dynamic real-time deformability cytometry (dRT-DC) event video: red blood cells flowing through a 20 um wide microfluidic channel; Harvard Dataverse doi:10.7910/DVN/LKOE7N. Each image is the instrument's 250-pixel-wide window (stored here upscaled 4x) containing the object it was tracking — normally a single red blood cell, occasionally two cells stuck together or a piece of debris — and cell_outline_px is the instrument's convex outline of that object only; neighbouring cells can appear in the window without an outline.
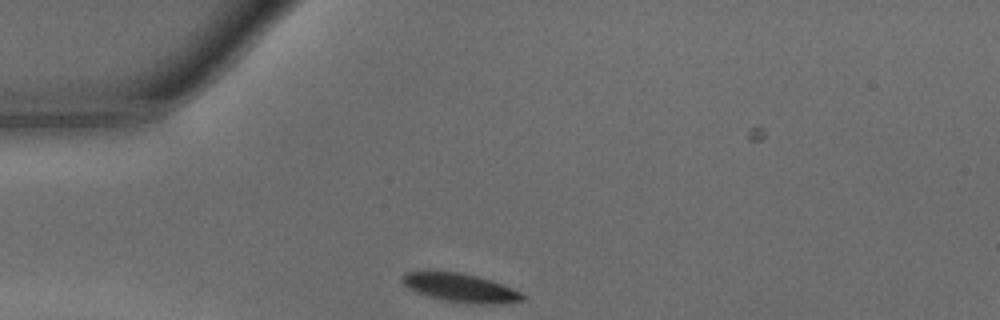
{"species": "common noctule bat (a hibernating species)", "species_latin": "Nyctalus noctula", "temperature_condition": "warm", "stored_images_in_passage": 26, "camera_frame_rate_fps": 3000, "um_per_image_px": 0.085, "animal": {"sex": "male", "body_mass_g": 15.6}, "frame": {"image": 1, "passage_image": 1, "time_ms": 0.0, "image_size_px": [1000, 320], "cell_outline_px": [[524, 300], [496, 304], [468, 304], [444, 300], [428, 296], [416, 292], [408, 288], [400, 280], [400, 276], [404, 272], [460, 272], [492, 280], [512, 288], [520, 292], [524, 296]], "centroid_in_image_um": [39.12, 24.47], "position_along_channel_um": 45.9, "area_um2": 20.0}}
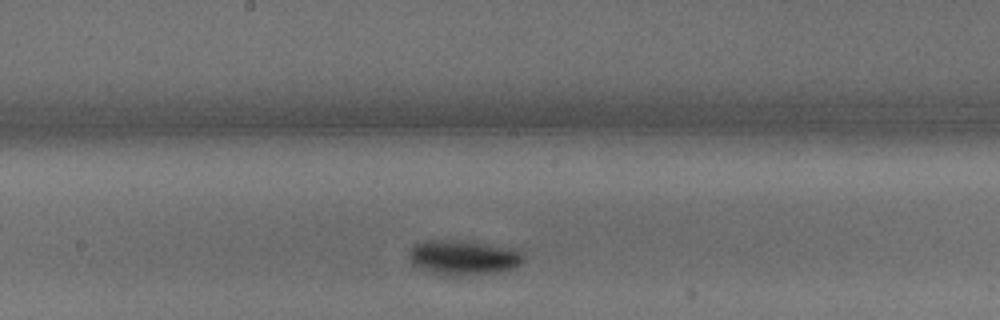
{"frame": {"image": 2, "passage_image": 14, "time_ms": 4.333, "image_size_px": [1000, 320], "cell_outline_px": [[524, 260], [520, 264], [512, 268], [496, 272], [464, 276], [436, 276], [412, 264], [408, 256], [408, 252], [416, 244], [424, 240], [476, 240], [516, 248], [524, 256]], "centroid_in_image_um": [39.39, 21.88], "position_along_channel_um": 208.8, "area_um2": 24.1}}
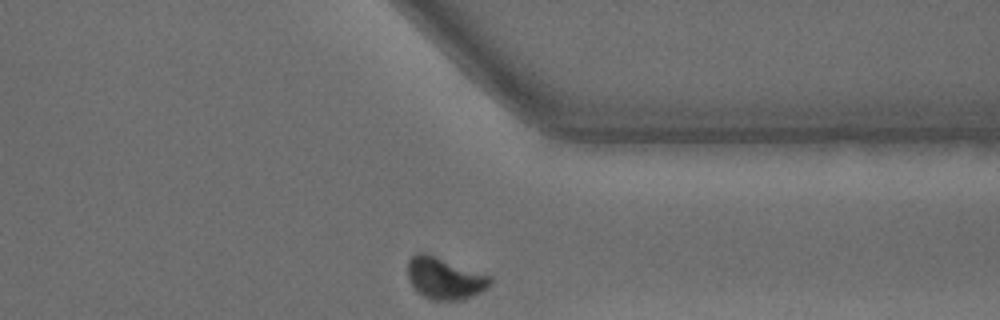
{"frame": {"image": 3, "passage_image": 26, "time_ms": 8.333, "image_size_px": [1000, 320], "cell_outline_px": [[492, 280], [480, 292], [472, 296], [460, 300], [432, 300], [424, 296], [412, 284], [408, 276], [408, 260], [416, 252], [424, 252], [488, 276]], "centroid_in_image_um": [37.74, 23.65], "position_along_channel_um": 373.7, "area_um2": 19.31}, "authors_computed_cell_mechanics": {"area_um2": 21.964, "velocity_mm_per_s": 4.1805, "shape_relaxation_time_tau1_ms": 1.833, "shape_relaxation_time_tau2_ms": null, "deformation_change_tau1": 0.0934, "deformation_change_tau2": null}}